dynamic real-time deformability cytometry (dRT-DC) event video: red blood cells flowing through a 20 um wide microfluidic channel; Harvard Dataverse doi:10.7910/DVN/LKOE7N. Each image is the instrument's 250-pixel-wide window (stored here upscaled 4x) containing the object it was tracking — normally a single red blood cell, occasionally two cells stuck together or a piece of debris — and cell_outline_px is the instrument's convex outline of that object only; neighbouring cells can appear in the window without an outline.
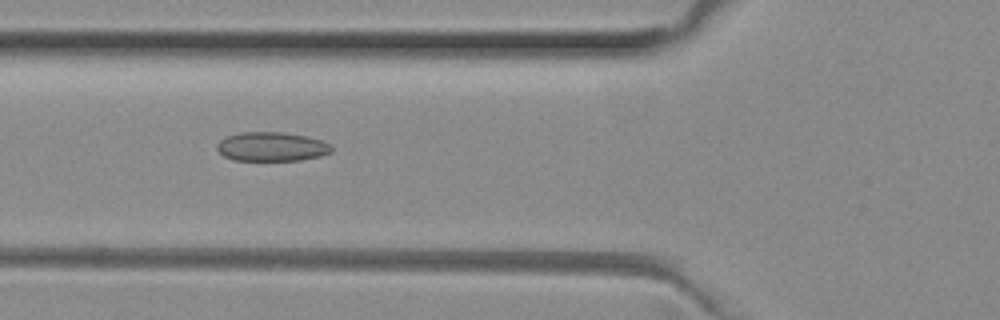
{"species": "common noctule bat (a hibernating species)", "species_latin": "Nyctalus noctula", "temperature_condition": "room temperature", "stored_images_in_passage": 50, "camera_frame_rate_fps": 3000, "um_per_image_px": 0.085, "animal": {"sex": "female", "body_mass_g": 29.2, "forearm_length_mm": 56.3}, "frame": {"image": 1, "passage_image": 18, "time_ms": 5.667, "image_size_px": [1000, 320], "cell_outline_px": [[332, 152], [320, 156], [300, 160], [232, 160], [224, 156], [216, 148], [216, 144], [220, 140], [228, 136], [240, 132], [284, 132], [304, 136], [320, 140], [328, 144], [332, 148]], "centroid_in_image_um": [23.06, 12.46], "position_along_channel_um": 102.7, "area_um2": 19.31}}
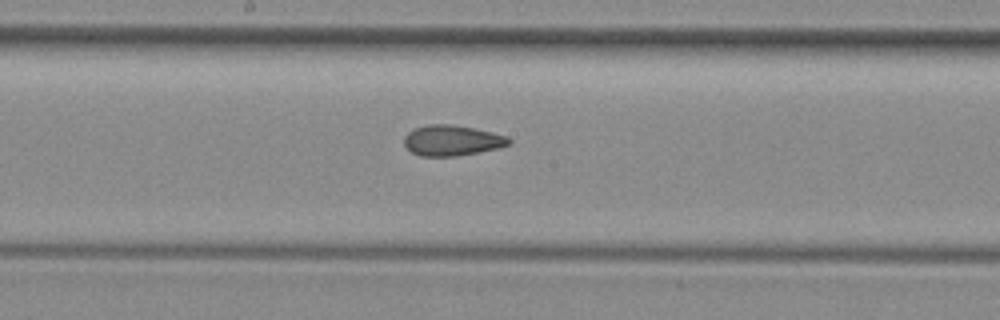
{"frame": {"image": 2, "passage_image": 26, "time_ms": 8.333, "image_size_px": [1000, 320], "cell_outline_px": [[512, 144], [500, 148], [456, 156], [420, 156], [412, 152], [404, 144], [404, 136], [412, 128], [428, 124], [448, 124], [472, 128], [492, 132], [508, 136], [512, 140]], "centroid_in_image_um": [38.43, 11.94], "position_along_channel_um": 209.8, "area_um2": 18.79}}
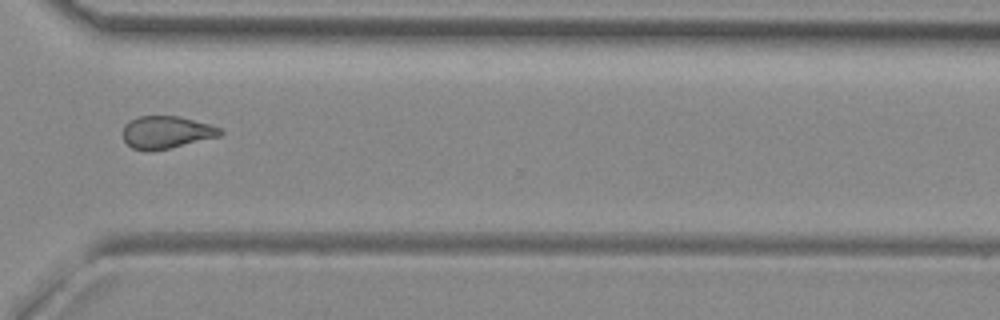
{"frame": {"image": 3, "passage_image": 37, "time_ms": 12.0, "image_size_px": [1000, 320], "cell_outline_px": [[224, 132], [220, 136], [168, 148], [148, 152], [144, 152], [132, 148], [124, 140], [124, 124], [128, 120], [140, 116], [180, 116], [208, 124], [220, 128]], "centroid_in_image_um": [14.11, 11.24], "position_along_channel_um": 356.5, "area_um2": 18.38}, "authors_computed_cell_mechanics": {"area_um2": 19.1607, "velocity_mm_per_s": 4.0057, "shape_relaxation_time_tau1_ms": null, "shape_relaxation_time_tau2_ms": 2.0453, "deformation_change_tau1": null, "deformation_change_tau2": 0.0804}}